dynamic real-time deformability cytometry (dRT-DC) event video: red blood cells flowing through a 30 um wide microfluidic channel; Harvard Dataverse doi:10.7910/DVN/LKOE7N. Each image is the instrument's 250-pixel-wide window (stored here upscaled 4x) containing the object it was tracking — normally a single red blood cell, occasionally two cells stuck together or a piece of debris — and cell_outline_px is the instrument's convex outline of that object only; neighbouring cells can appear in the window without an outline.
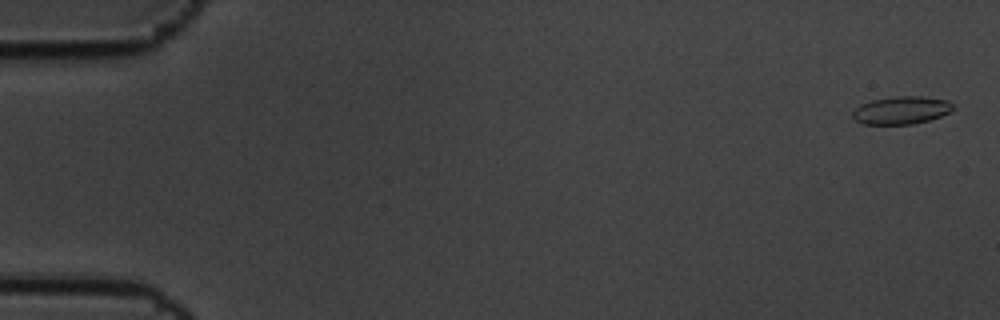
{"species": "common noctule bat (a hibernating species)", "species_latin": "Nyctalus noctula", "temperature_condition": "cold", "stored_images_in_passage": 7, "camera_frame_rate_fps": 3000, "um_per_image_px": 0.085, "animal": {"sex": "male", "body_mass_g": 19.5, "forearm_length_mm": 54.6}, "frame": {"image": 1, "passage_image": 1, "time_ms": 0.0, "image_size_px": [1000, 320], "cell_outline_px": [[956, 108], [952, 112], [928, 120], [912, 124], [860, 124], [852, 116], [852, 112], [860, 104], [872, 100], [896, 96], [920, 96], [948, 100]], "centroid_in_image_um": [76.63, 9.37], "position_along_channel_um": 8.4, "area_um2": 16.36}}
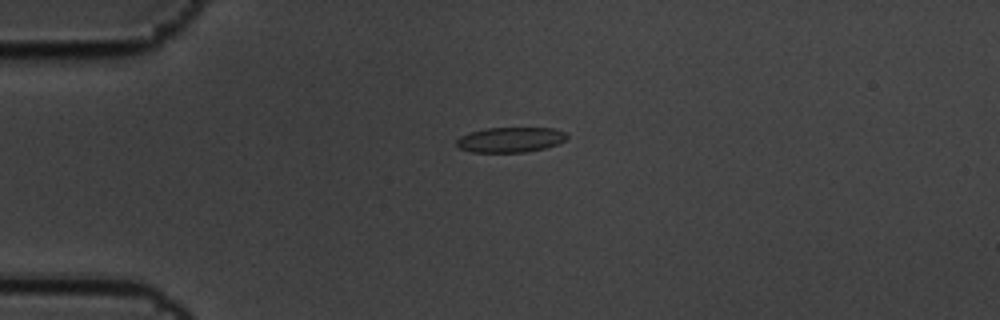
{"frame": {"image": 2, "passage_image": 5, "time_ms": 1.333, "image_size_px": [1000, 320], "cell_outline_px": [[568, 136], [564, 140], [556, 144], [544, 148], [524, 152], [472, 152], [460, 148], [456, 144], [456, 140], [460, 136], [472, 132], [488, 128], [552, 128], [564, 132]], "centroid_in_image_um": [43.36, 11.88], "position_along_channel_um": 41.6, "area_um2": 15.9}}
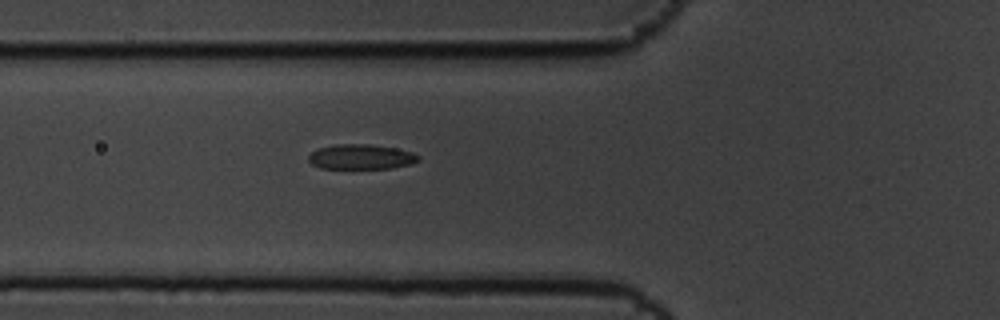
{"frame": {"image": 3, "passage_image": 7, "time_ms": 2.0, "image_size_px": [1000, 320], "cell_outline_px": [[420, 160], [412, 164], [392, 168], [320, 168], [312, 164], [308, 160], [308, 156], [316, 148], [336, 144], [368, 144], [396, 148], [412, 152], [420, 156]], "centroid_in_image_um": [30.69, 13.32], "position_along_channel_um": 95.1, "area_um2": 16.07}}